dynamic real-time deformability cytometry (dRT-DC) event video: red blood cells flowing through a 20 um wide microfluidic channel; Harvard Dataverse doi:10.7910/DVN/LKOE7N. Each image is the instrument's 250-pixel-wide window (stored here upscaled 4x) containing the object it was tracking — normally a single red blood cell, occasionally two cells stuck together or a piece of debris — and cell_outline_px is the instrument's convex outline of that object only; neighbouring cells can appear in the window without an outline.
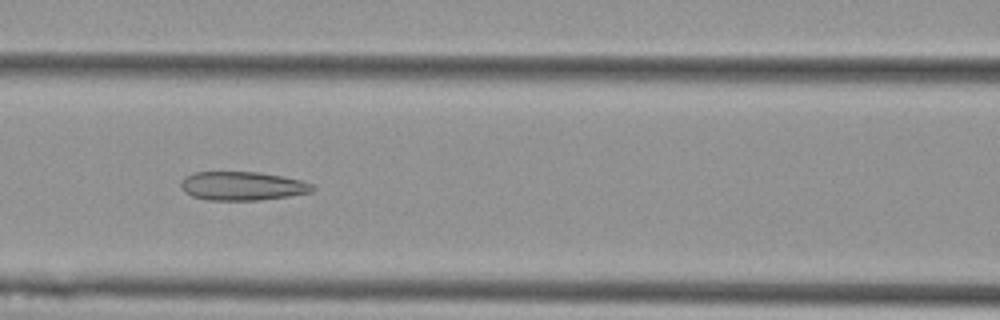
{"species": "Egyptian fruit bat (a non-hibernating species)", "species_latin": "Rousettus aegyptiacus", "temperature_condition": "cold", "stored_images_in_passage": 5, "camera_frame_rate_fps": 3000, "um_per_image_px": 0.085, "animal": {"sex": "female"}, "frame": {"image": 1, "passage_image": 5, "time_ms": 1.333, "image_size_px": [1000, 320], "cell_outline_px": [[316, 188], [312, 192], [288, 196], [260, 200], [208, 200], [192, 196], [184, 192], [180, 188], [180, 180], [184, 176], [196, 172], [260, 172], [300, 180], [312, 184]], "centroid_in_image_um": [20.56, 15.81], "position_along_channel_um": 146.0, "area_um2": 22.14}}